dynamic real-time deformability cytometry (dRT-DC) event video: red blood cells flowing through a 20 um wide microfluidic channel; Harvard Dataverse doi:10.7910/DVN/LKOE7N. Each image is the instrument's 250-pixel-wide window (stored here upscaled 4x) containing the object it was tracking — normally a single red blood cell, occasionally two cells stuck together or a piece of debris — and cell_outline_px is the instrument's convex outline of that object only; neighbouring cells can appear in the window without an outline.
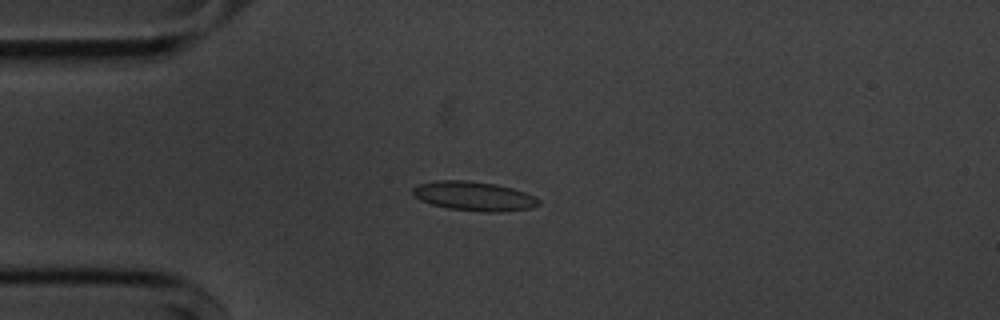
{"species": "common noctule bat (a hibernating species)", "species_latin": "Nyctalus noctula", "temperature_condition": "cold", "stored_images_in_passage": 54, "camera_frame_rate_fps": 3000, "um_per_image_px": 0.085, "animal": {"sex": "male", "body_mass_g": 20.1, "forearm_length_mm": 53.5}, "frame": {"image": 1, "passage_image": 13, "time_ms": 4.0, "image_size_px": [1000, 320], "cell_outline_px": [[540, 204], [532, 208], [500, 212], [484, 212], [448, 208], [432, 204], [420, 200], [412, 192], [412, 188], [420, 184], [440, 180], [468, 180], [496, 184], [512, 188], [536, 196], [540, 200]], "centroid_in_image_um": [40.33, 16.67], "position_along_channel_um": 44.7, "area_um2": 21.44}}
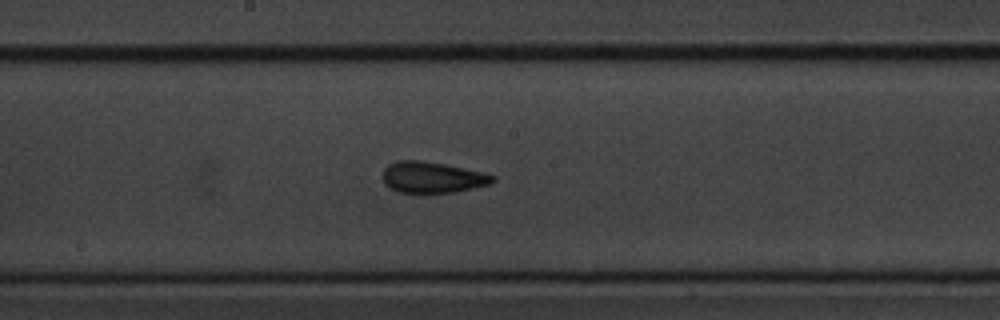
{"frame": {"image": 2, "passage_image": 28, "time_ms": 9.0, "image_size_px": [1000, 320], "cell_outline_px": [[496, 180], [488, 184], [456, 192], [424, 196], [420, 196], [396, 192], [384, 184], [384, 168], [388, 164], [396, 160], [420, 160], [444, 164], [464, 168], [496, 176]], "centroid_in_image_um": [36.69, 15.12], "position_along_channel_um": 211.5, "area_um2": 20.69}}
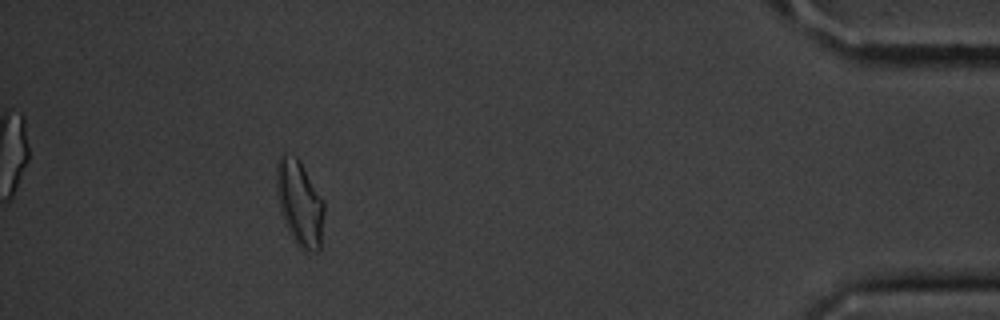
{"frame": {"image": 3, "passage_image": 49, "time_ms": 16.0, "image_size_px": [1000, 320], "cell_outline_px": [[324, 212], [320, 248], [316, 252], [300, 248], [292, 240], [288, 232], [280, 212], [276, 188], [276, 164], [280, 156], [284, 152], [296, 156], [300, 160], [324, 200]], "centroid_in_image_um": [25.46, 17.24], "position_along_channel_um": 409.7, "area_um2": 24.1}, "authors_computed_cell_mechanics": {"area_um2": 20.23, "velocity_mm_per_s": 3.6503, "shape_relaxation_time_tau1_ms": 2.4884, "shape_relaxation_time_tau2_ms": 1.4938, "deformation_change_tau1": 0.1137, "deformation_change_tau2": 0.0951}}